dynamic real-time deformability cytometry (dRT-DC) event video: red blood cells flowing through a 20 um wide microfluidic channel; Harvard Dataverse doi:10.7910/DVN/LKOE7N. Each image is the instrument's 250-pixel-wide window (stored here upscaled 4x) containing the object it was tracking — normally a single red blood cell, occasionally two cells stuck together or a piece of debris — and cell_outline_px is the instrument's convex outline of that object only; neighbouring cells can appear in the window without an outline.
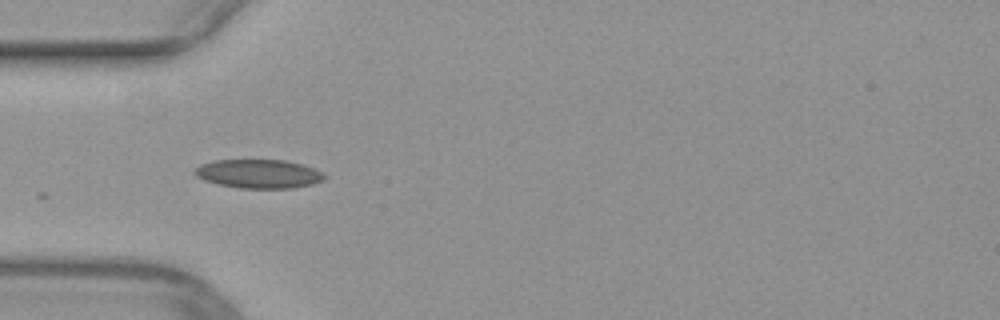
{"species": "common noctule bat (a hibernating species)", "species_latin": "Nyctalus noctula", "temperature_condition": "warm", "stored_images_in_passage": 6, "camera_frame_rate_fps": 3000, "um_per_image_px": 0.085, "animal": {"sex": "female", "body_mass_g": 29.2, "forearm_length_mm": 56.3}, "frame": {"image": 1, "passage_image": 1, "time_ms": 0.0, "image_size_px": [1000, 320], "cell_outline_px": [[324, 180], [312, 184], [292, 188], [240, 188], [216, 184], [204, 180], [196, 176], [192, 172], [200, 164], [216, 160], [284, 160], [300, 164], [324, 172]], "centroid_in_image_um": [21.96, 14.78], "position_along_channel_um": 63.0, "area_um2": 21.73}}
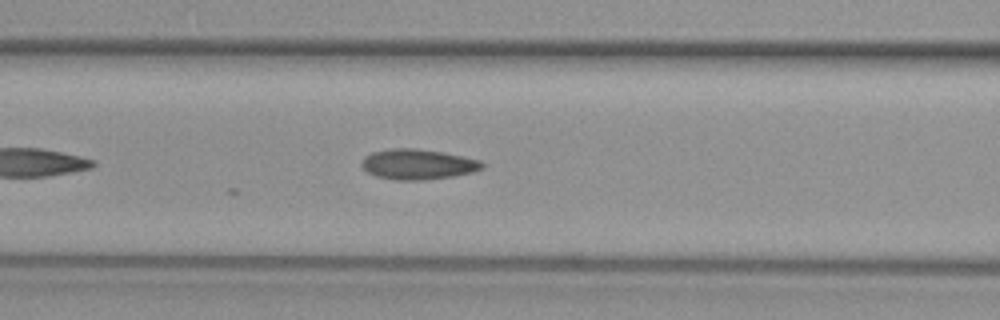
{"frame": {"image": 2, "passage_image": 6, "time_ms": 1.667, "image_size_px": [1000, 320], "cell_outline_px": [[484, 168], [472, 172], [452, 176], [424, 180], [396, 180], [376, 176], [368, 172], [360, 164], [364, 156], [372, 152], [392, 148], [416, 148], [440, 152], [480, 160], [484, 164]], "centroid_in_image_um": [35.49, 13.96], "position_along_channel_um": 131.1, "area_um2": 21.15}}